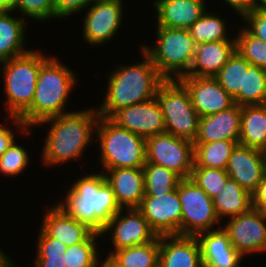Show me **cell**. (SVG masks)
Masks as SVG:
<instances>
[{"instance_id":"cell-26","label":"cell","mask_w":266,"mask_h":267,"mask_svg":"<svg viewBox=\"0 0 266 267\" xmlns=\"http://www.w3.org/2000/svg\"><path fill=\"white\" fill-rule=\"evenodd\" d=\"M239 145L266 150V104L242 106Z\"/></svg>"},{"instance_id":"cell-1","label":"cell","mask_w":266,"mask_h":267,"mask_svg":"<svg viewBox=\"0 0 266 267\" xmlns=\"http://www.w3.org/2000/svg\"><path fill=\"white\" fill-rule=\"evenodd\" d=\"M76 81L68 66L49 56L41 64L31 106L20 117L10 119L18 126L17 129L29 135L30 127L47 118L67 113L64 107Z\"/></svg>"},{"instance_id":"cell-31","label":"cell","mask_w":266,"mask_h":267,"mask_svg":"<svg viewBox=\"0 0 266 267\" xmlns=\"http://www.w3.org/2000/svg\"><path fill=\"white\" fill-rule=\"evenodd\" d=\"M144 172L145 195H162L175 191L181 178L169 169L145 162Z\"/></svg>"},{"instance_id":"cell-39","label":"cell","mask_w":266,"mask_h":267,"mask_svg":"<svg viewBox=\"0 0 266 267\" xmlns=\"http://www.w3.org/2000/svg\"><path fill=\"white\" fill-rule=\"evenodd\" d=\"M18 9L26 17L46 21L58 18L55 15L53 0H17L13 12Z\"/></svg>"},{"instance_id":"cell-12","label":"cell","mask_w":266,"mask_h":267,"mask_svg":"<svg viewBox=\"0 0 266 267\" xmlns=\"http://www.w3.org/2000/svg\"><path fill=\"white\" fill-rule=\"evenodd\" d=\"M223 229L232 246L242 255L266 252V214L255 208L230 218Z\"/></svg>"},{"instance_id":"cell-19","label":"cell","mask_w":266,"mask_h":267,"mask_svg":"<svg viewBox=\"0 0 266 267\" xmlns=\"http://www.w3.org/2000/svg\"><path fill=\"white\" fill-rule=\"evenodd\" d=\"M242 106L234 104L227 110L200 117L197 137L193 143L219 140L239 141Z\"/></svg>"},{"instance_id":"cell-34","label":"cell","mask_w":266,"mask_h":267,"mask_svg":"<svg viewBox=\"0 0 266 267\" xmlns=\"http://www.w3.org/2000/svg\"><path fill=\"white\" fill-rule=\"evenodd\" d=\"M37 243L35 267H67L64 253L68 246L49 236L42 228Z\"/></svg>"},{"instance_id":"cell-10","label":"cell","mask_w":266,"mask_h":267,"mask_svg":"<svg viewBox=\"0 0 266 267\" xmlns=\"http://www.w3.org/2000/svg\"><path fill=\"white\" fill-rule=\"evenodd\" d=\"M146 162L163 166L181 179L190 178L194 166L192 141L162 133L146 138Z\"/></svg>"},{"instance_id":"cell-22","label":"cell","mask_w":266,"mask_h":267,"mask_svg":"<svg viewBox=\"0 0 266 267\" xmlns=\"http://www.w3.org/2000/svg\"><path fill=\"white\" fill-rule=\"evenodd\" d=\"M159 27L189 29L205 12L204 0H155Z\"/></svg>"},{"instance_id":"cell-7","label":"cell","mask_w":266,"mask_h":267,"mask_svg":"<svg viewBox=\"0 0 266 267\" xmlns=\"http://www.w3.org/2000/svg\"><path fill=\"white\" fill-rule=\"evenodd\" d=\"M102 168H137L146 162V139L101 117L96 126Z\"/></svg>"},{"instance_id":"cell-15","label":"cell","mask_w":266,"mask_h":267,"mask_svg":"<svg viewBox=\"0 0 266 267\" xmlns=\"http://www.w3.org/2000/svg\"><path fill=\"white\" fill-rule=\"evenodd\" d=\"M123 208L105 225L101 234L112 233L115 251L154 241L158 236L137 208H126L128 215H122ZM113 230V231H112Z\"/></svg>"},{"instance_id":"cell-50","label":"cell","mask_w":266,"mask_h":267,"mask_svg":"<svg viewBox=\"0 0 266 267\" xmlns=\"http://www.w3.org/2000/svg\"><path fill=\"white\" fill-rule=\"evenodd\" d=\"M3 253H4V251H2V250L0 249V256H1Z\"/></svg>"},{"instance_id":"cell-36","label":"cell","mask_w":266,"mask_h":267,"mask_svg":"<svg viewBox=\"0 0 266 267\" xmlns=\"http://www.w3.org/2000/svg\"><path fill=\"white\" fill-rule=\"evenodd\" d=\"M102 235L93 232L84 242L68 246L64 253L67 267H96L98 261L96 237Z\"/></svg>"},{"instance_id":"cell-46","label":"cell","mask_w":266,"mask_h":267,"mask_svg":"<svg viewBox=\"0 0 266 267\" xmlns=\"http://www.w3.org/2000/svg\"><path fill=\"white\" fill-rule=\"evenodd\" d=\"M17 0H0V10H13Z\"/></svg>"},{"instance_id":"cell-5","label":"cell","mask_w":266,"mask_h":267,"mask_svg":"<svg viewBox=\"0 0 266 267\" xmlns=\"http://www.w3.org/2000/svg\"><path fill=\"white\" fill-rule=\"evenodd\" d=\"M156 30L154 47L142 46L141 49L165 80H179L189 73L197 43L188 29L157 26Z\"/></svg>"},{"instance_id":"cell-25","label":"cell","mask_w":266,"mask_h":267,"mask_svg":"<svg viewBox=\"0 0 266 267\" xmlns=\"http://www.w3.org/2000/svg\"><path fill=\"white\" fill-rule=\"evenodd\" d=\"M11 12L12 10H0V62L30 51L24 47L25 19L12 17Z\"/></svg>"},{"instance_id":"cell-14","label":"cell","mask_w":266,"mask_h":267,"mask_svg":"<svg viewBox=\"0 0 266 267\" xmlns=\"http://www.w3.org/2000/svg\"><path fill=\"white\" fill-rule=\"evenodd\" d=\"M109 119L117 126L138 134L145 139L166 133L163 112L156 97L121 108Z\"/></svg>"},{"instance_id":"cell-16","label":"cell","mask_w":266,"mask_h":267,"mask_svg":"<svg viewBox=\"0 0 266 267\" xmlns=\"http://www.w3.org/2000/svg\"><path fill=\"white\" fill-rule=\"evenodd\" d=\"M179 81L188 90L200 117L227 110L235 104L214 77L183 76Z\"/></svg>"},{"instance_id":"cell-27","label":"cell","mask_w":266,"mask_h":267,"mask_svg":"<svg viewBox=\"0 0 266 267\" xmlns=\"http://www.w3.org/2000/svg\"><path fill=\"white\" fill-rule=\"evenodd\" d=\"M214 209L219 220L247 212L252 208V196L235 180L229 178L222 191L213 198Z\"/></svg>"},{"instance_id":"cell-20","label":"cell","mask_w":266,"mask_h":267,"mask_svg":"<svg viewBox=\"0 0 266 267\" xmlns=\"http://www.w3.org/2000/svg\"><path fill=\"white\" fill-rule=\"evenodd\" d=\"M120 208H137L145 195L142 167L103 170ZM107 173V174H106Z\"/></svg>"},{"instance_id":"cell-33","label":"cell","mask_w":266,"mask_h":267,"mask_svg":"<svg viewBox=\"0 0 266 267\" xmlns=\"http://www.w3.org/2000/svg\"><path fill=\"white\" fill-rule=\"evenodd\" d=\"M266 104V70L251 65L244 69L243 90H239V106Z\"/></svg>"},{"instance_id":"cell-28","label":"cell","mask_w":266,"mask_h":267,"mask_svg":"<svg viewBox=\"0 0 266 267\" xmlns=\"http://www.w3.org/2000/svg\"><path fill=\"white\" fill-rule=\"evenodd\" d=\"M194 144V166L226 170L232 151L238 141L219 140Z\"/></svg>"},{"instance_id":"cell-43","label":"cell","mask_w":266,"mask_h":267,"mask_svg":"<svg viewBox=\"0 0 266 267\" xmlns=\"http://www.w3.org/2000/svg\"><path fill=\"white\" fill-rule=\"evenodd\" d=\"M14 139L12 130L0 124V157L15 141Z\"/></svg>"},{"instance_id":"cell-41","label":"cell","mask_w":266,"mask_h":267,"mask_svg":"<svg viewBox=\"0 0 266 267\" xmlns=\"http://www.w3.org/2000/svg\"><path fill=\"white\" fill-rule=\"evenodd\" d=\"M94 0H53L55 15L59 18H65L73 13L82 11Z\"/></svg>"},{"instance_id":"cell-38","label":"cell","mask_w":266,"mask_h":267,"mask_svg":"<svg viewBox=\"0 0 266 267\" xmlns=\"http://www.w3.org/2000/svg\"><path fill=\"white\" fill-rule=\"evenodd\" d=\"M28 164L27 151L14 141L0 157V172L12 177L21 174Z\"/></svg>"},{"instance_id":"cell-49","label":"cell","mask_w":266,"mask_h":267,"mask_svg":"<svg viewBox=\"0 0 266 267\" xmlns=\"http://www.w3.org/2000/svg\"><path fill=\"white\" fill-rule=\"evenodd\" d=\"M264 175H266V150L263 151Z\"/></svg>"},{"instance_id":"cell-24","label":"cell","mask_w":266,"mask_h":267,"mask_svg":"<svg viewBox=\"0 0 266 267\" xmlns=\"http://www.w3.org/2000/svg\"><path fill=\"white\" fill-rule=\"evenodd\" d=\"M236 51V41H213L197 45L186 76L215 77Z\"/></svg>"},{"instance_id":"cell-2","label":"cell","mask_w":266,"mask_h":267,"mask_svg":"<svg viewBox=\"0 0 266 267\" xmlns=\"http://www.w3.org/2000/svg\"><path fill=\"white\" fill-rule=\"evenodd\" d=\"M100 115L97 110H79L47 118L37 125L52 123L42 149V161L48 166L66 163L79 158L84 153Z\"/></svg>"},{"instance_id":"cell-40","label":"cell","mask_w":266,"mask_h":267,"mask_svg":"<svg viewBox=\"0 0 266 267\" xmlns=\"http://www.w3.org/2000/svg\"><path fill=\"white\" fill-rule=\"evenodd\" d=\"M247 22V29L266 44V13L251 10L242 17Z\"/></svg>"},{"instance_id":"cell-42","label":"cell","mask_w":266,"mask_h":267,"mask_svg":"<svg viewBox=\"0 0 266 267\" xmlns=\"http://www.w3.org/2000/svg\"><path fill=\"white\" fill-rule=\"evenodd\" d=\"M251 196L252 207L266 214V175L263 176L261 182Z\"/></svg>"},{"instance_id":"cell-6","label":"cell","mask_w":266,"mask_h":267,"mask_svg":"<svg viewBox=\"0 0 266 267\" xmlns=\"http://www.w3.org/2000/svg\"><path fill=\"white\" fill-rule=\"evenodd\" d=\"M48 57L38 50H30L0 62L4 73L6 111L10 117H20L31 106L41 64Z\"/></svg>"},{"instance_id":"cell-9","label":"cell","mask_w":266,"mask_h":267,"mask_svg":"<svg viewBox=\"0 0 266 267\" xmlns=\"http://www.w3.org/2000/svg\"><path fill=\"white\" fill-rule=\"evenodd\" d=\"M181 202V235L197 236L201 232L214 230L220 223L216 215L213 199L191 178L181 179L178 184Z\"/></svg>"},{"instance_id":"cell-11","label":"cell","mask_w":266,"mask_h":267,"mask_svg":"<svg viewBox=\"0 0 266 267\" xmlns=\"http://www.w3.org/2000/svg\"><path fill=\"white\" fill-rule=\"evenodd\" d=\"M137 209L157 236L181 235L182 208L175 191L162 195H144Z\"/></svg>"},{"instance_id":"cell-13","label":"cell","mask_w":266,"mask_h":267,"mask_svg":"<svg viewBox=\"0 0 266 267\" xmlns=\"http://www.w3.org/2000/svg\"><path fill=\"white\" fill-rule=\"evenodd\" d=\"M123 1L94 0L84 16L83 37L91 45L109 41L120 28Z\"/></svg>"},{"instance_id":"cell-44","label":"cell","mask_w":266,"mask_h":267,"mask_svg":"<svg viewBox=\"0 0 266 267\" xmlns=\"http://www.w3.org/2000/svg\"><path fill=\"white\" fill-rule=\"evenodd\" d=\"M227 5L229 4L232 9L239 13L240 16H244L252 10L253 0H225Z\"/></svg>"},{"instance_id":"cell-30","label":"cell","mask_w":266,"mask_h":267,"mask_svg":"<svg viewBox=\"0 0 266 267\" xmlns=\"http://www.w3.org/2000/svg\"><path fill=\"white\" fill-rule=\"evenodd\" d=\"M250 66L251 64L235 51L214 77L233 98L235 104L239 105V90H243L244 69H249Z\"/></svg>"},{"instance_id":"cell-18","label":"cell","mask_w":266,"mask_h":267,"mask_svg":"<svg viewBox=\"0 0 266 267\" xmlns=\"http://www.w3.org/2000/svg\"><path fill=\"white\" fill-rule=\"evenodd\" d=\"M158 267H203L201 247L196 236H160Z\"/></svg>"},{"instance_id":"cell-21","label":"cell","mask_w":266,"mask_h":267,"mask_svg":"<svg viewBox=\"0 0 266 267\" xmlns=\"http://www.w3.org/2000/svg\"><path fill=\"white\" fill-rule=\"evenodd\" d=\"M196 237L203 267H240L243 256L232 246L223 228L201 232Z\"/></svg>"},{"instance_id":"cell-48","label":"cell","mask_w":266,"mask_h":267,"mask_svg":"<svg viewBox=\"0 0 266 267\" xmlns=\"http://www.w3.org/2000/svg\"><path fill=\"white\" fill-rule=\"evenodd\" d=\"M252 10L266 13V0H253Z\"/></svg>"},{"instance_id":"cell-47","label":"cell","mask_w":266,"mask_h":267,"mask_svg":"<svg viewBox=\"0 0 266 267\" xmlns=\"http://www.w3.org/2000/svg\"><path fill=\"white\" fill-rule=\"evenodd\" d=\"M0 267H17L13 263V260L11 261V258L8 257L5 253H3L0 256Z\"/></svg>"},{"instance_id":"cell-8","label":"cell","mask_w":266,"mask_h":267,"mask_svg":"<svg viewBox=\"0 0 266 267\" xmlns=\"http://www.w3.org/2000/svg\"><path fill=\"white\" fill-rule=\"evenodd\" d=\"M156 98L163 112L166 133L194 142L200 116L185 86L179 80H165L159 86Z\"/></svg>"},{"instance_id":"cell-37","label":"cell","mask_w":266,"mask_h":267,"mask_svg":"<svg viewBox=\"0 0 266 267\" xmlns=\"http://www.w3.org/2000/svg\"><path fill=\"white\" fill-rule=\"evenodd\" d=\"M190 178L213 199L222 191L230 177L226 170L193 167Z\"/></svg>"},{"instance_id":"cell-29","label":"cell","mask_w":266,"mask_h":267,"mask_svg":"<svg viewBox=\"0 0 266 267\" xmlns=\"http://www.w3.org/2000/svg\"><path fill=\"white\" fill-rule=\"evenodd\" d=\"M160 236L142 245L111 251V255L123 267H158Z\"/></svg>"},{"instance_id":"cell-4","label":"cell","mask_w":266,"mask_h":267,"mask_svg":"<svg viewBox=\"0 0 266 267\" xmlns=\"http://www.w3.org/2000/svg\"><path fill=\"white\" fill-rule=\"evenodd\" d=\"M67 192L65 200L57 205L95 232L102 233L105 225L121 210L104 173L80 177Z\"/></svg>"},{"instance_id":"cell-35","label":"cell","mask_w":266,"mask_h":267,"mask_svg":"<svg viewBox=\"0 0 266 267\" xmlns=\"http://www.w3.org/2000/svg\"><path fill=\"white\" fill-rule=\"evenodd\" d=\"M236 39V52L251 65L266 70V44L244 26Z\"/></svg>"},{"instance_id":"cell-45","label":"cell","mask_w":266,"mask_h":267,"mask_svg":"<svg viewBox=\"0 0 266 267\" xmlns=\"http://www.w3.org/2000/svg\"><path fill=\"white\" fill-rule=\"evenodd\" d=\"M99 259L97 261L96 267H123L119 262H117L111 255H107L106 259L101 262L99 266Z\"/></svg>"},{"instance_id":"cell-32","label":"cell","mask_w":266,"mask_h":267,"mask_svg":"<svg viewBox=\"0 0 266 267\" xmlns=\"http://www.w3.org/2000/svg\"><path fill=\"white\" fill-rule=\"evenodd\" d=\"M226 27L224 19L206 10L188 30L197 45L213 41H236L235 37L230 39L227 37Z\"/></svg>"},{"instance_id":"cell-23","label":"cell","mask_w":266,"mask_h":267,"mask_svg":"<svg viewBox=\"0 0 266 267\" xmlns=\"http://www.w3.org/2000/svg\"><path fill=\"white\" fill-rule=\"evenodd\" d=\"M47 208L41 228L52 238L58 239L66 246L84 242L94 231L85 223L68 215L60 206Z\"/></svg>"},{"instance_id":"cell-17","label":"cell","mask_w":266,"mask_h":267,"mask_svg":"<svg viewBox=\"0 0 266 267\" xmlns=\"http://www.w3.org/2000/svg\"><path fill=\"white\" fill-rule=\"evenodd\" d=\"M226 172L252 194L264 176L263 151L238 144L232 151Z\"/></svg>"},{"instance_id":"cell-3","label":"cell","mask_w":266,"mask_h":267,"mask_svg":"<svg viewBox=\"0 0 266 267\" xmlns=\"http://www.w3.org/2000/svg\"><path fill=\"white\" fill-rule=\"evenodd\" d=\"M144 60L133 65L118 66L108 79V90L101 107V117L110 118L116 111L156 97L165 79L159 74L150 57L141 49Z\"/></svg>"}]
</instances>
